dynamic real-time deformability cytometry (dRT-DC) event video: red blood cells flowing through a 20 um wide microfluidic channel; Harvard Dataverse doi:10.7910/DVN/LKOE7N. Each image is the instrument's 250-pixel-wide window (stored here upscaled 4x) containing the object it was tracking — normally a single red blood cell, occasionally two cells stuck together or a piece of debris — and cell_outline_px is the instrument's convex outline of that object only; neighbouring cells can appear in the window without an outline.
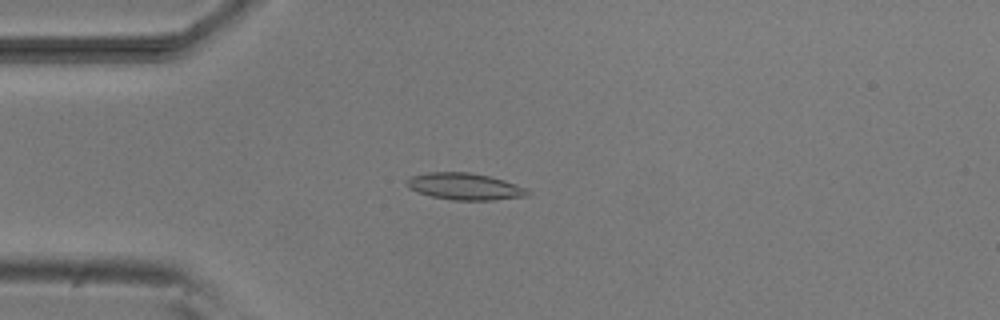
{"species": "common noctule bat (a hibernating species)", "species_latin": "Nyctalus noctula", "temperature_condition": "room temperature", "stored_images_in_passage": 52, "camera_frame_rate_fps": 3000, "um_per_image_px": 0.085, "animal": {"sex": "male", "body_mass_g": 20.5, "forearm_length_mm": 52.5}, "frame": {"image": 1, "passage_image": 13, "time_ms": 4.0, "image_size_px": [1000, 320], "cell_outline_px": [[532, 192], [528, 196], [492, 200], [452, 200], [432, 196], [416, 192], [408, 188], [408, 180], [412, 176], [428, 172], [468, 172], [488, 176], [504, 180], [516, 184]], "centroid_in_image_um": [39.52, 15.85], "position_along_channel_um": 45.5, "area_um2": 18.73}}
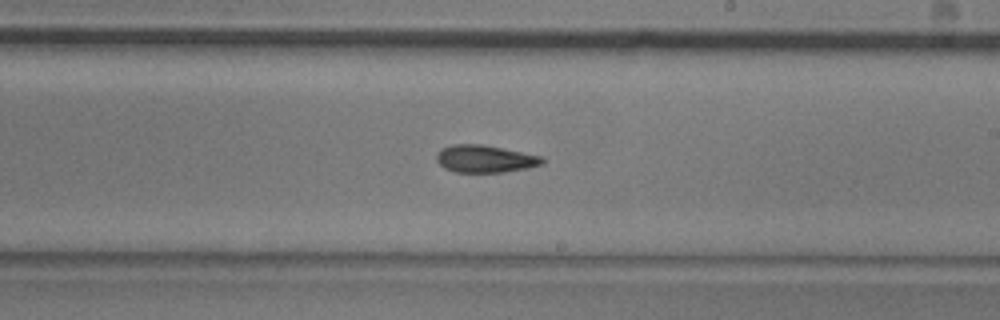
{"frame": {"image": 2, "passage_image": 30, "time_ms": 9.667, "image_size_px": [1000, 320], "cell_outline_px": [[544, 164], [528, 168], [504, 172], [456, 172], [444, 168], [436, 160], [436, 156], [440, 148], [452, 144], [480, 144], [544, 156]], "centroid_in_image_um": [41.24, 13.5], "position_along_channel_um": 247.8, "area_um2": 16.99}}
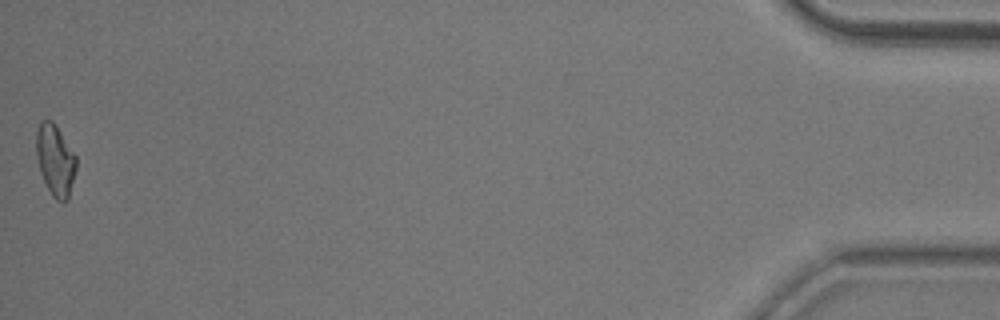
{"frame": {"image": 3, "passage_image": 52, "time_ms": 17.0, "image_size_px": [1000, 320], "cell_outline_px": [[76, 168], [68, 200], [64, 204], [56, 200], [52, 196], [40, 172], [36, 156], [36, 132], [40, 120], [52, 120], [56, 124], [76, 156]], "centroid_in_image_um": [4.69, 13.61], "position_along_channel_um": 430.5, "area_um2": 16.76}, "authors_computed_cell_mechanics": {"area_um2": 16.9932, "velocity_mm_per_s": 3.837, "shape_relaxation_time_tau1_ms": null, "shape_relaxation_time_tau2_ms": 2.9331, "deformation_change_tau1": null, "deformation_change_tau2": 0.0995}}